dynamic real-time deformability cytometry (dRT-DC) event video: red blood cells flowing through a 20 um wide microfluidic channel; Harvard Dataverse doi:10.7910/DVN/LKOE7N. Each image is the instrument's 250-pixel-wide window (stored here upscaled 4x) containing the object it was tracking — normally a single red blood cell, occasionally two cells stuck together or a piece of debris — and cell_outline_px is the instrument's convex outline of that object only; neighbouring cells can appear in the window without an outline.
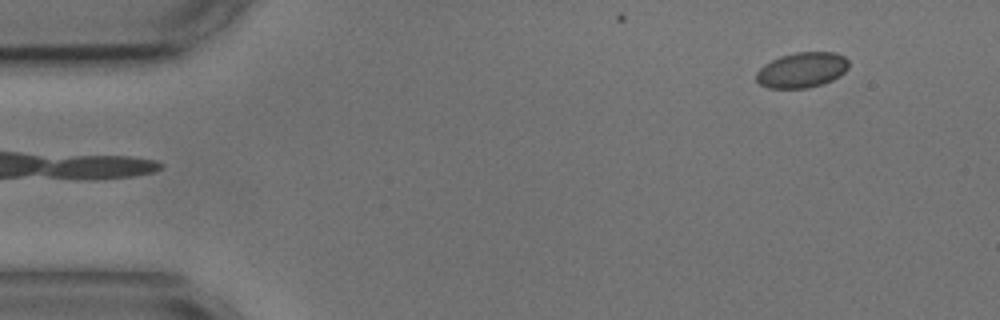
{"species": "common noctule bat (a hibernating species)", "species_latin": "Nyctalus noctula", "temperature_condition": "cold", "stored_images_in_passage": 4, "segment_of_instrument_passage": [2, 2], "camera_frame_rate_fps": 3000, "um_per_image_px": 0.085, "animal": {"sex": "male", "body_mass_g": 17.9, "forearm_length_mm": 54.2}, "frame": {"image": 1, "passage_image": 4, "time_ms": 5.0, "image_size_px": [1000, 320], "cell_outline_px": [[848, 68], [840, 76], [832, 80], [808, 88], [768, 88], [760, 84], [756, 80], [756, 72], [764, 64], [780, 56], [796, 52], [836, 52], [844, 56], [848, 60]], "centroid_in_image_um": [68.16, 5.94], "position_along_channel_um": 16.8, "area_um2": 19.07}}